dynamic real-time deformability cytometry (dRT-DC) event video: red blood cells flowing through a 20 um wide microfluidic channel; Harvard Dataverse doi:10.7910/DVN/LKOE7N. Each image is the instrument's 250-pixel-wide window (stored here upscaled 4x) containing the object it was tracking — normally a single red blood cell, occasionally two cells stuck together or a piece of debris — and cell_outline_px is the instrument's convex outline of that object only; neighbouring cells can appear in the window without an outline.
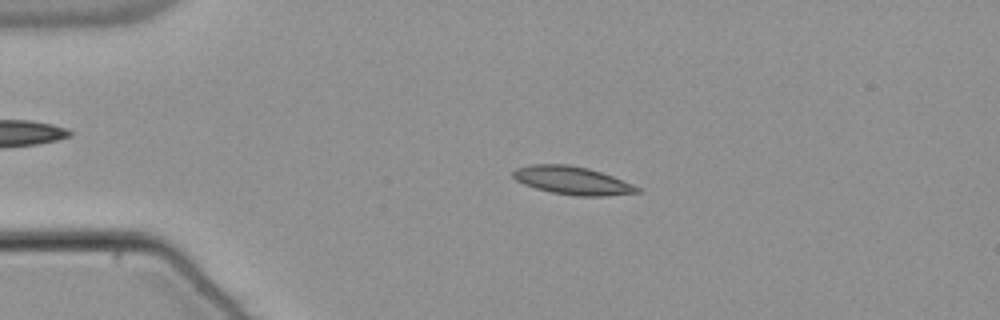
{"species": "common noctule bat (a hibernating species)", "species_latin": "Nyctalus noctula", "temperature_condition": "warm", "stored_images_in_passage": 54, "camera_frame_rate_fps": 3000, "um_per_image_px": 0.085, "animal": {"sex": "male", "body_mass_g": 21.5, "forearm_length_mm": 52.0}, "frame": {"image": 1, "passage_image": 12, "time_ms": 3.667, "image_size_px": [1000, 320], "cell_outline_px": [[640, 192], [604, 196], [576, 196], [552, 192], [536, 188], [524, 184], [516, 180], [512, 176], [512, 172], [516, 168], [528, 164], [568, 164], [588, 168], [612, 176], [632, 184], [640, 188]], "centroid_in_image_um": [48.61, 15.33], "position_along_channel_um": 36.4, "area_um2": 20.23}}
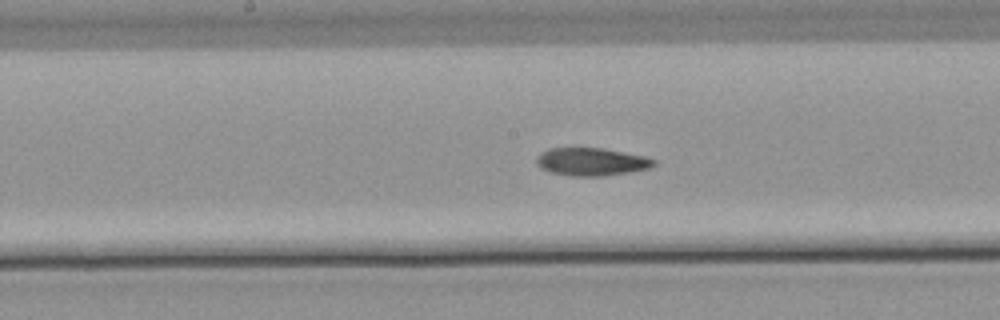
{"frame": {"image": 2, "passage_image": 28, "time_ms": 9.0, "image_size_px": [1000, 320], "cell_outline_px": [[656, 164], [652, 168], [628, 172], [600, 176], [572, 176], [548, 172], [540, 168], [536, 164], [536, 156], [540, 152], [548, 148], [604, 148], [644, 156], [656, 160]], "centroid_in_image_um": [50.24, 13.75], "position_along_channel_um": 198.0, "area_um2": 19.25}}
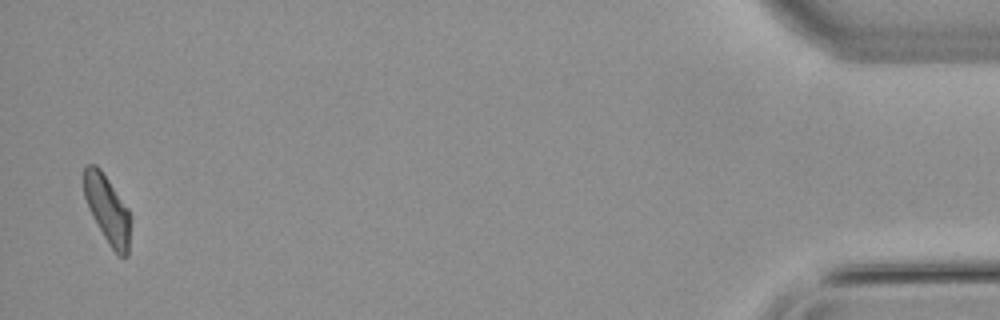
{"frame": {"image": 3, "passage_image": 53, "time_ms": 17.333, "image_size_px": [1000, 320], "cell_outline_px": [[128, 256], [116, 256], [92, 216], [84, 196], [84, 168], [88, 164], [96, 164], [100, 168], [128, 208]], "centroid_in_image_um": [9.09, 17.77], "position_along_channel_um": 426.1, "area_um2": 17.92}, "authors_computed_cell_mechanics": {"area_um2": 19.2474, "velocity_mm_per_s": 3.8072, "shape_relaxation_time_tau1_ms": null, "shape_relaxation_time_tau2_ms": 3.7635, "deformation_change_tau1": null, "deformation_change_tau2": 0.094}}